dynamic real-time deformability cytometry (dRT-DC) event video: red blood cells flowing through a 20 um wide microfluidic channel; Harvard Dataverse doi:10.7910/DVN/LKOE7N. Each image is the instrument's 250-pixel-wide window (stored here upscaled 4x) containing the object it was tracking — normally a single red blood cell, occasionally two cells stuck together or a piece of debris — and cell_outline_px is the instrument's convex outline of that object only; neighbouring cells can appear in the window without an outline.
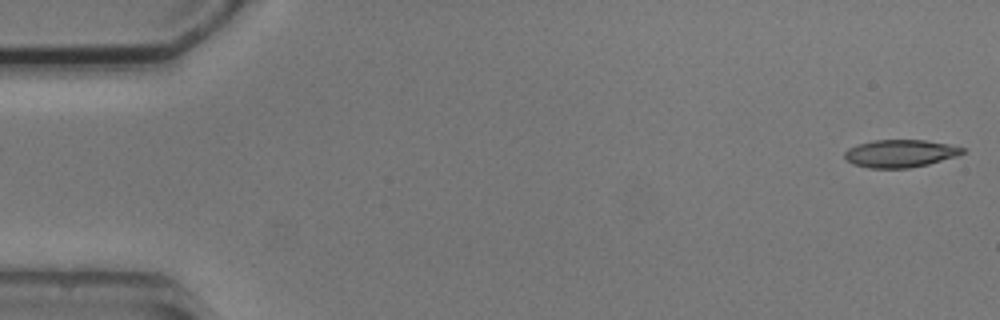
{"species": "common noctule bat (a hibernating species)", "species_latin": "Nyctalus noctula", "temperature_condition": "cold", "stored_images_in_passage": 2, "camera_frame_rate_fps": 3000, "um_per_image_px": 0.085, "animal": {"sex": "male", "body_mass_g": 20.5, "forearm_length_mm": 52.5}, "frame": {"image": 1, "passage_image": 2, "time_ms": 1.333, "image_size_px": [1000, 320], "cell_outline_px": [[964, 152], [956, 156], [928, 164], [908, 168], [868, 168], [852, 164], [844, 160], [844, 152], [848, 148], [856, 144], [872, 140], [924, 140], [948, 144], [964, 148]], "centroid_in_image_um": [76.44, 13.04], "position_along_channel_um": 8.6, "area_um2": 19.07}}